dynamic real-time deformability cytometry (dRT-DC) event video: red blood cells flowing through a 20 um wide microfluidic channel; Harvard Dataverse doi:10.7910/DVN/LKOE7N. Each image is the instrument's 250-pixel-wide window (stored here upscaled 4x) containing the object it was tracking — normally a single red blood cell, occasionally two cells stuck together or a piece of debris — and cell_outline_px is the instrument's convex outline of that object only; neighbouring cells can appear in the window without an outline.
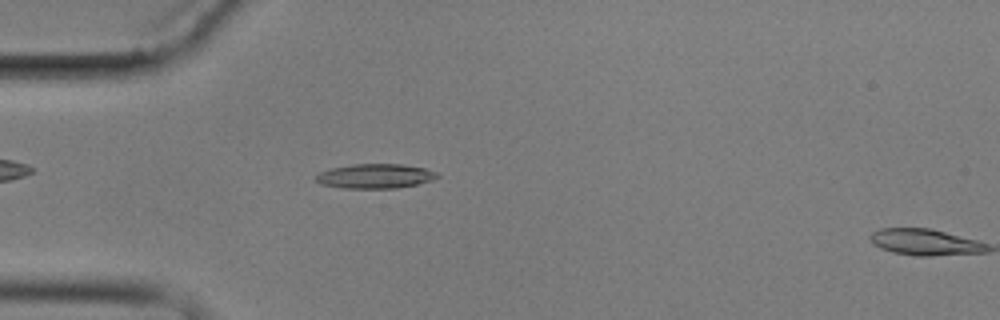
{"species": "common noctule bat (a hibernating species)", "species_latin": "Nyctalus noctula", "temperature_condition": "cold", "stored_images_in_passage": 6, "camera_frame_rate_fps": 3000, "um_per_image_px": 0.085, "animal": {"sex": "male", "body_mass_g": 17.9}, "frame": {"image": 1, "passage_image": 5, "time_ms": 4.667, "image_size_px": [1000, 320], "cell_outline_px": [[440, 176], [432, 180], [416, 184], [396, 188], [344, 188], [320, 184], [316, 180], [316, 176], [320, 172], [332, 168], [352, 164], [400, 164], [424, 168], [436, 172]], "centroid_in_image_um": [31.89, 14.97], "position_along_channel_um": 53.1, "area_um2": 17.17}}